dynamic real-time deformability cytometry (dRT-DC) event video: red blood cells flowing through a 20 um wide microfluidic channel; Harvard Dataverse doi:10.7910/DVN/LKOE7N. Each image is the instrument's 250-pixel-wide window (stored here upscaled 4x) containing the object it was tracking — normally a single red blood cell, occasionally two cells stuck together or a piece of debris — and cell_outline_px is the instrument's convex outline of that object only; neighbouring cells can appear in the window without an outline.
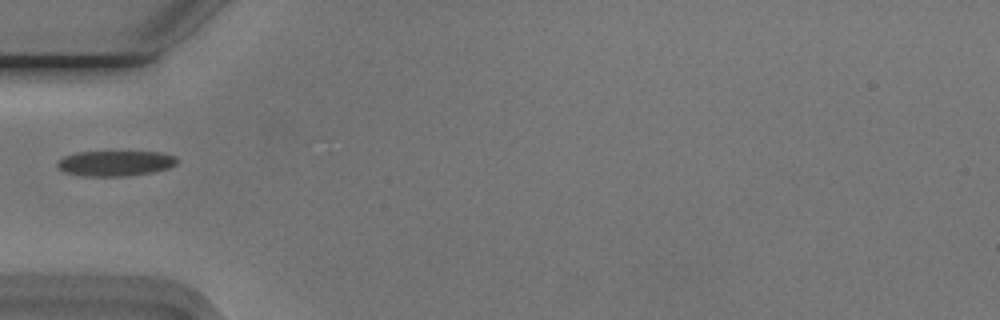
{"species": "Egyptian fruit bat (a non-hibernating species)", "species_latin": "Rousettus aegyptiacus", "temperature_condition": "cold", "stored_images_in_passage": 21, "camera_frame_rate_fps": 3000, "um_per_image_px": 0.085, "animal": {"sex": "male"}, "frame": {"image": 1, "passage_image": 1, "time_ms": 0.0, "image_size_px": [1000, 320], "cell_outline_px": [[176, 164], [168, 168], [152, 172], [128, 176], [84, 176], [64, 172], [56, 164], [64, 156], [76, 152], [160, 152], [176, 156]], "centroid_in_image_um": [9.8, 13.88], "position_along_channel_um": 75.2, "area_um2": 17.57}}